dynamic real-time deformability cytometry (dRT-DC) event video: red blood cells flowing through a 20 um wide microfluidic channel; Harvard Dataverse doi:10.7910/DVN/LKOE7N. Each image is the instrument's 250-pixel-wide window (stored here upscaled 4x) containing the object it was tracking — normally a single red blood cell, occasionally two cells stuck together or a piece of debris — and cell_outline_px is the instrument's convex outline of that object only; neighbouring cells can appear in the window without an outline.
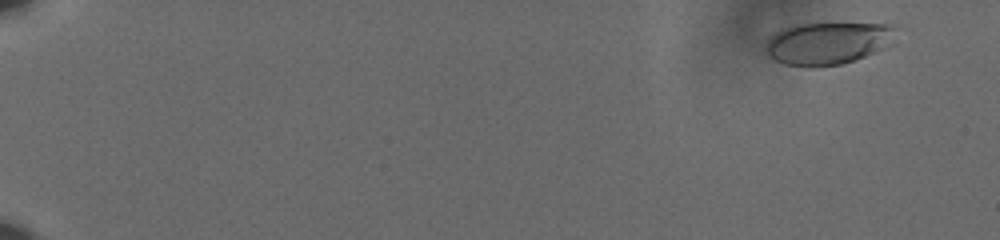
{"species": "human", "species_latin": "Homo sapiens", "temperature_condition": "cold", "stored_images_in_passage": 61, "camera_frame_rate_fps": 3000, "um_per_image_px": 0.085, "donor": {"sex": "male"}, "frame": {"image": 1, "passage_image": 5, "time_ms": 1.333, "image_size_px": [1000, 240], "cell_outline_px": [[892, 28], [884, 48], [876, 52], [840, 64], [784, 64], [776, 60], [768, 52], [768, 44], [772, 36], [776, 32], [784, 28], [796, 24], [884, 24]], "centroid_in_image_um": [70.3, 3.65], "position_along_channel_um": 14.7, "area_um2": 30.0}}
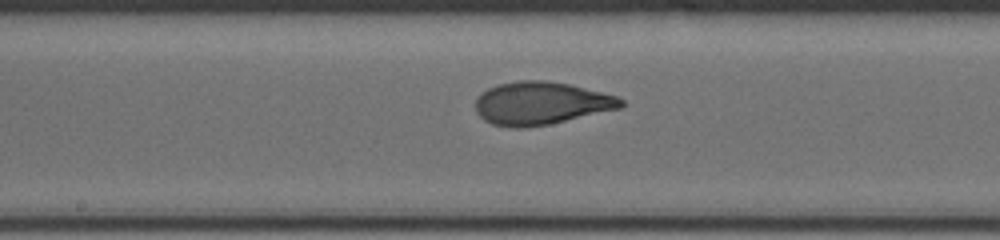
{"frame": {"image": 2, "passage_image": 36, "time_ms": 11.667, "image_size_px": [1000, 240], "cell_outline_px": [[624, 104], [620, 108], [548, 124], [524, 128], [512, 128], [492, 124], [484, 120], [476, 112], [476, 100], [488, 88], [500, 84], [516, 80], [544, 80], [568, 84], [616, 96], [624, 100]], "centroid_in_image_um": [45.96, 8.78], "position_along_channel_um": 202.2, "area_um2": 35.95}}
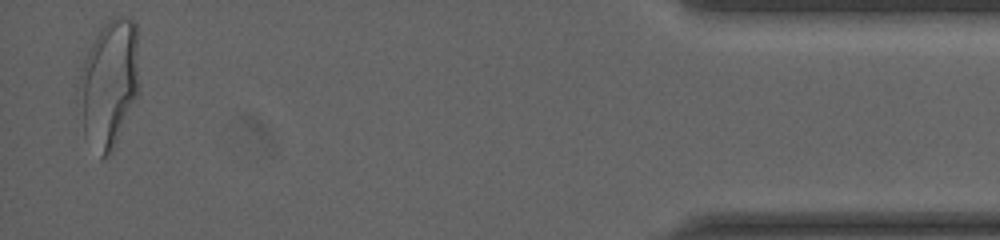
{"frame": {"image": 3, "passage_image": 60, "time_ms": 19.667, "image_size_px": [1000, 240], "cell_outline_px": [[140, 92], [112, 148], [100, 160], [84, 136], [76, 96], [76, 92], [80, 72], [88, 52], [96, 36], [104, 24], [108, 20], [116, 16], [120, 16], [132, 20], [136, 24]], "centroid_in_image_um": [9.25, 7.12], "position_along_channel_um": 426.0, "area_um2": 45.2}, "authors_computed_cell_mechanics": {"area_um2": 35.4314, "velocity_mm_per_s": 3.614, "shape_relaxation_time_tau1_ms": 5.5998, "shape_relaxation_time_tau2_ms": 0.742, "deformation_change_tau1": 0.1932, "deformation_change_tau2": 0.0649}}